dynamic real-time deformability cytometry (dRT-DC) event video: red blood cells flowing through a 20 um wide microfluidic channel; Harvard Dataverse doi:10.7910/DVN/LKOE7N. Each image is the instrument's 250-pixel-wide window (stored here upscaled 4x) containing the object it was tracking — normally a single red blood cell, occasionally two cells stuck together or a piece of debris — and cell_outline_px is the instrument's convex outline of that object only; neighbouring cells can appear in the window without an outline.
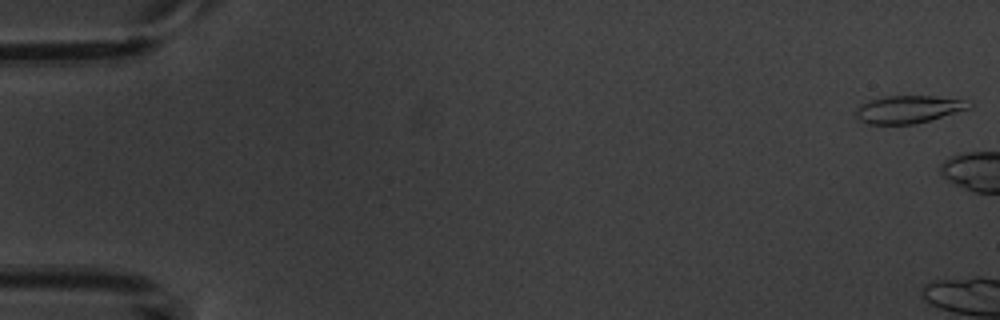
{"species": "common noctule bat (a hibernating species)", "species_latin": "Nyctalus noctula", "temperature_condition": "warm", "stored_images_in_passage": 6, "camera_frame_rate_fps": 3000, "um_per_image_px": 0.085, "animal": {"sex": "male", "body_mass_g": 20.1, "forearm_length_mm": 53.5}, "frame": {"image": 1, "passage_image": 1, "time_ms": 0.0, "image_size_px": [1000, 320], "cell_outline_px": [[972, 108], [928, 120], [912, 124], [868, 124], [860, 120], [856, 116], [856, 108], [860, 104], [868, 100], [888, 96], [936, 96], [960, 100], [972, 104]], "centroid_in_image_um": [77.17, 9.29], "position_along_channel_um": 7.8, "area_um2": 17.98}}
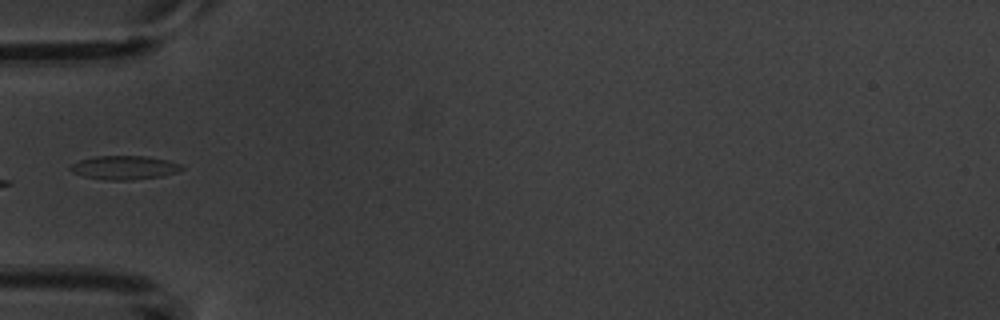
{"frame": {"image": 2, "passage_image": 5, "time_ms": 8.0, "image_size_px": [1000, 320], "cell_outline_px": [[184, 168], [176, 172], [160, 176], [132, 180], [104, 180], [84, 176], [72, 172], [68, 168], [72, 164], [80, 160], [96, 156], [148, 156], [168, 160], [184, 164]], "centroid_in_image_um": [10.59, 14.24], "position_along_channel_um": 74.4, "area_um2": 15.49}}